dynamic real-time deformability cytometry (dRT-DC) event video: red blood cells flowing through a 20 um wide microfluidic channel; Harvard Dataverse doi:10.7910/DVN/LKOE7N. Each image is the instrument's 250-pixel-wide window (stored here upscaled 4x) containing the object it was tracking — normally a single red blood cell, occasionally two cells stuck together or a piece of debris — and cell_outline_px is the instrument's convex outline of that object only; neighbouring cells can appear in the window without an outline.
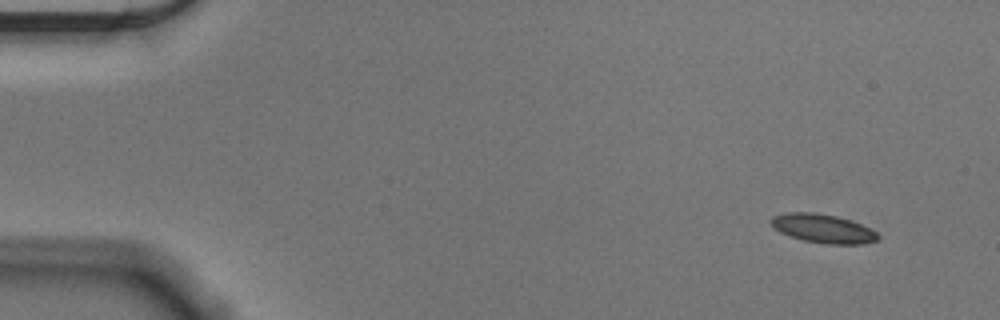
{"species": "Egyptian fruit bat (a non-hibernating species)", "species_latin": "Rousettus aegyptiacus", "temperature_condition": "cold", "stored_images_in_passage": 52, "camera_frame_rate_fps": 3000, "um_per_image_px": 0.085, "animal": {"sex": "male"}, "frame": {"image": 1, "passage_image": 1, "time_ms": 0.0, "image_size_px": [1000, 320], "cell_outline_px": [[880, 236], [876, 240], [860, 244], [824, 244], [804, 240], [788, 236], [780, 232], [768, 220], [772, 216], [784, 212], [812, 212], [836, 216], [872, 228]], "centroid_in_image_um": [69.92, 19.42], "position_along_channel_um": 15.1, "area_um2": 17.92}}
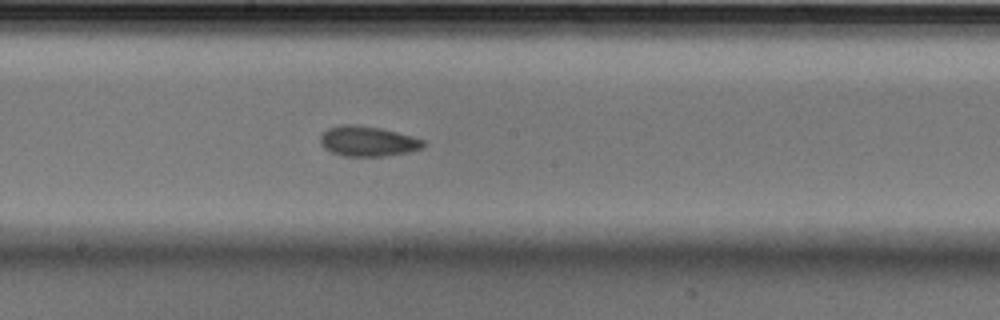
{"frame": {"image": 2, "passage_image": 27, "time_ms": 8.667, "image_size_px": [1000, 320], "cell_outline_px": [[424, 148], [408, 152], [384, 156], [344, 156], [332, 152], [324, 148], [320, 144], [320, 136], [328, 128], [340, 124], [356, 124], [380, 128], [412, 136], [424, 140]], "centroid_in_image_um": [31.24, 12.0], "position_along_channel_um": 217.0, "area_um2": 18.15}}
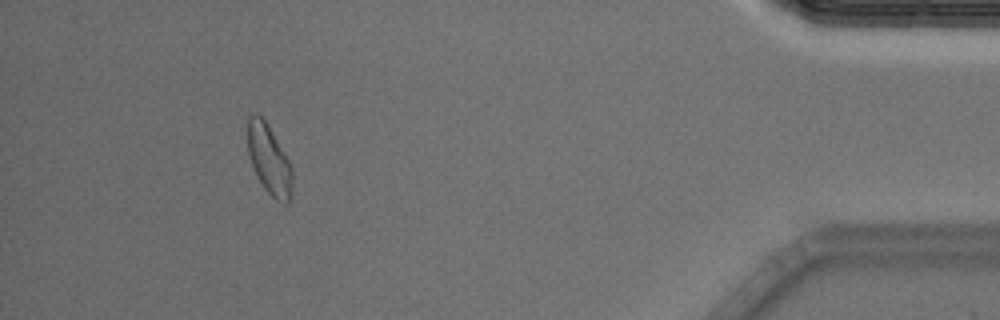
{"frame": {"image": 3, "passage_image": 48, "time_ms": 15.667, "image_size_px": [1000, 320], "cell_outline_px": [[292, 196], [288, 204], [284, 204], [276, 200], [264, 188], [256, 176], [248, 156], [248, 116], [252, 112], [256, 112], [268, 124], [288, 160], [292, 168]], "centroid_in_image_um": [22.87, 13.58], "position_along_channel_um": 412.3, "area_um2": 18.26}, "authors_computed_cell_mechanics": {"area_um2": 17.9758, "velocity_mm_per_s": 3.6097, "shape_relaxation_time_tau1_ms": 5.6947, "shape_relaxation_time_tau2_ms": 2.0159, "deformation_change_tau1": 0.1166, "deformation_change_tau2": 0.069}}